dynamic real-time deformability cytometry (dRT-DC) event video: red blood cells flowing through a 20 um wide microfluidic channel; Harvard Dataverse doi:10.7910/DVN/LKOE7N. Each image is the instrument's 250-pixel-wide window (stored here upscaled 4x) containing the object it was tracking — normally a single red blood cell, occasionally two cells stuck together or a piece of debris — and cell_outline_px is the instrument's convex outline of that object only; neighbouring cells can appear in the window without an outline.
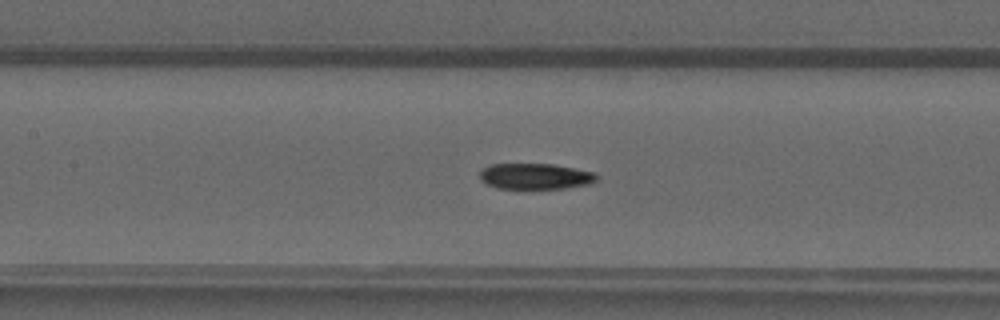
{"species": "common noctule bat (a hibernating species)", "species_latin": "Nyctalus noctula", "temperature_condition": "warm", "stored_images_in_passage": 32, "camera_frame_rate_fps": 3000, "um_per_image_px": 0.085, "animal": {"sex": "male", "forearm_length_mm": 52.5}, "frame": {"image": 1, "passage_image": 7, "time_ms": 2.0, "image_size_px": [1000, 320], "cell_outline_px": [[600, 180], [592, 184], [564, 188], [496, 188], [480, 180], [480, 172], [484, 168], [492, 164], [552, 164], [596, 172], [600, 176]], "centroid_in_image_um": [45.59, 14.98], "position_along_channel_um": 161.8, "area_um2": 17.74}}
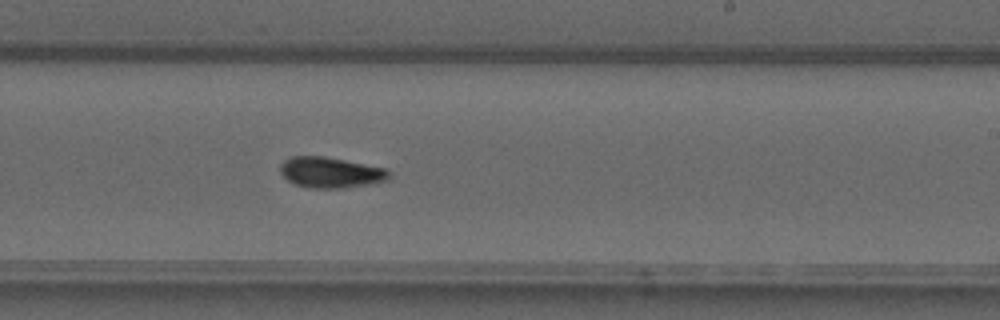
{"frame": {"image": 2, "passage_image": 14, "time_ms": 4.333, "image_size_px": [1000, 320], "cell_outline_px": [[388, 180], [368, 184], [344, 188], [308, 188], [296, 184], [288, 180], [280, 172], [280, 164], [284, 160], [292, 156], [324, 156], [384, 168], [388, 172]], "centroid_in_image_um": [28.05, 14.66], "position_along_channel_um": 261.0, "area_um2": 19.25}}
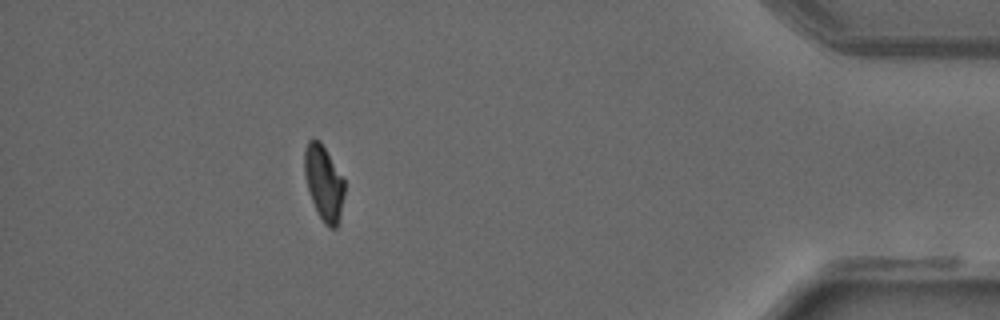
{"frame": {"image": 3, "passage_image": 28, "time_ms": 9.0, "image_size_px": [1000, 320], "cell_outline_px": [[344, 192], [340, 216], [336, 228], [328, 228], [324, 224], [312, 200], [308, 188], [304, 172], [304, 152], [308, 140], [312, 136], [320, 140], [344, 180]], "centroid_in_image_um": [27.51, 15.51], "position_along_channel_um": 407.7, "area_um2": 17.28}}